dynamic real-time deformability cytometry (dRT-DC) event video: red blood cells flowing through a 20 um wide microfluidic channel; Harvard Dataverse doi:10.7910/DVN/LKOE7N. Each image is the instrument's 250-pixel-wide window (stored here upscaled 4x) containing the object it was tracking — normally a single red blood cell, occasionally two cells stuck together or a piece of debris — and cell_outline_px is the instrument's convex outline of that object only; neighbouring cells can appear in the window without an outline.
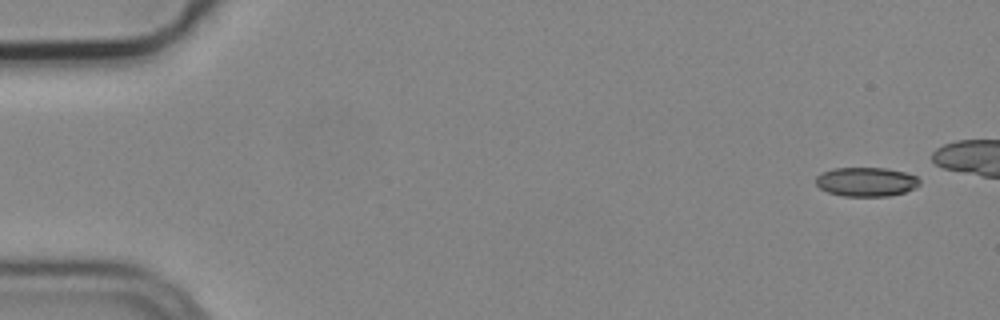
{"species": "common noctule bat (a hibernating species)", "species_latin": "Nyctalus noctula", "temperature_condition": "cold", "stored_images_in_passage": 5, "camera_frame_rate_fps": 3000, "um_per_image_px": 0.085, "animal": {"sex": "male", "body_mass_g": 19.2, "forearm_length_mm": 51.8}, "frame": {"image": 1, "passage_image": 1, "time_ms": 0.0, "image_size_px": [1000, 320], "cell_outline_px": [[920, 184], [916, 188], [904, 192], [888, 196], [844, 196], [828, 192], [820, 188], [816, 184], [816, 176], [832, 168], [888, 168], [904, 172], [916, 176], [920, 180]], "centroid_in_image_um": [73.64, 15.45], "position_along_channel_um": 11.4, "area_um2": 17.63}}
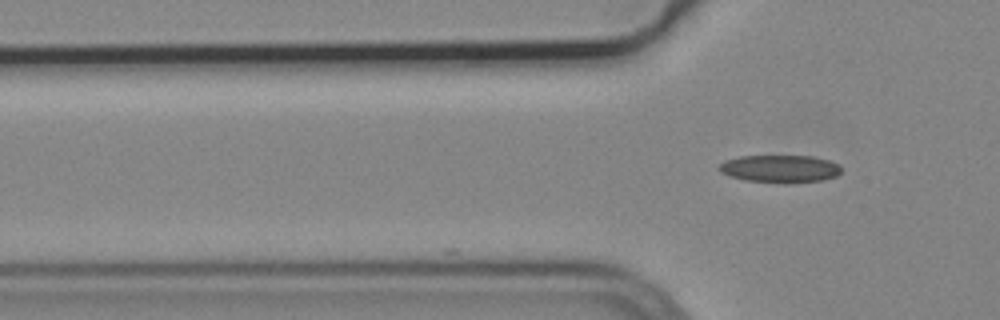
{"frame": {"image": 2, "passage_image": 5, "time_ms": 1.333, "image_size_px": [1000, 320], "cell_outline_px": [[840, 172], [836, 176], [820, 180], [744, 180], [720, 172], [716, 168], [724, 160], [740, 156], [812, 156], [828, 160], [840, 164]], "centroid_in_image_um": [66.26, 14.28], "position_along_channel_um": 59.5, "area_um2": 18.67}}